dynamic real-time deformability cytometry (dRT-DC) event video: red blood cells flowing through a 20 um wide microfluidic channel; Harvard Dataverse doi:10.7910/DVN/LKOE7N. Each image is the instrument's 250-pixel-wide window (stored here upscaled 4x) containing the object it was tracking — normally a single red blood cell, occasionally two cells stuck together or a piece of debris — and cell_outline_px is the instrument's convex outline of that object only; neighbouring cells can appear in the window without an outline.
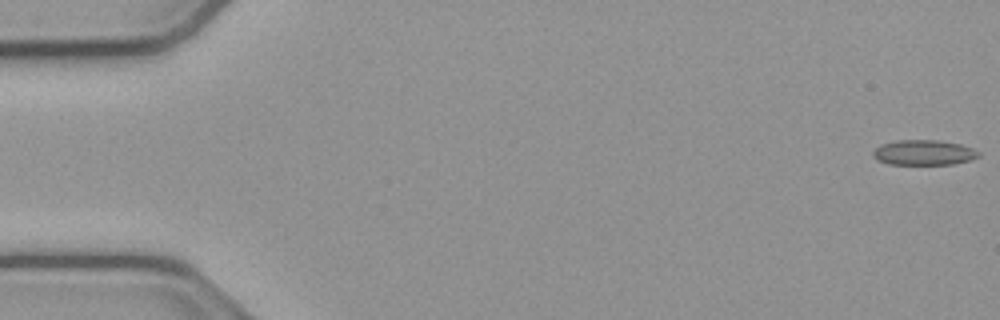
{"species": "common noctule bat (a hibernating species)", "species_latin": "Nyctalus noctula", "temperature_condition": "cold", "stored_images_in_passage": 48, "camera_frame_rate_fps": 3000, "um_per_image_px": 0.085, "animal": {"sex": "male", "body_mass_g": 23.1, "forearm_length_mm": 52.7}, "frame": {"image": 1, "passage_image": 1, "time_ms": 0.0, "image_size_px": [1000, 320], "cell_outline_px": [[980, 156], [968, 160], [952, 164], [888, 164], [876, 160], [872, 156], [872, 152], [880, 144], [896, 140], [936, 140], [960, 144], [972, 148], [980, 152]], "centroid_in_image_um": [78.47, 12.96], "position_along_channel_um": 6.5, "area_um2": 15.49}}
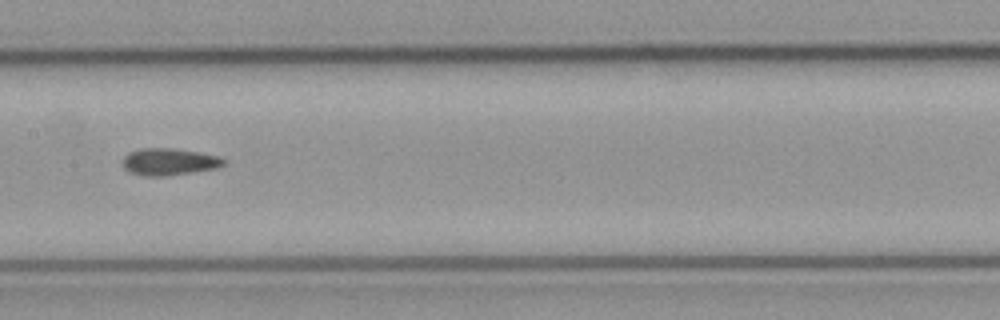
{"frame": {"image": 2, "passage_image": 27, "time_ms": 8.667, "image_size_px": [1000, 320], "cell_outline_px": [[224, 164], [216, 168], [164, 176], [144, 176], [128, 172], [124, 168], [124, 156], [128, 152], [140, 148], [172, 148], [196, 152], [216, 156], [224, 160]], "centroid_in_image_um": [14.3, 13.75], "position_along_channel_um": 193.1, "area_um2": 15.61}}
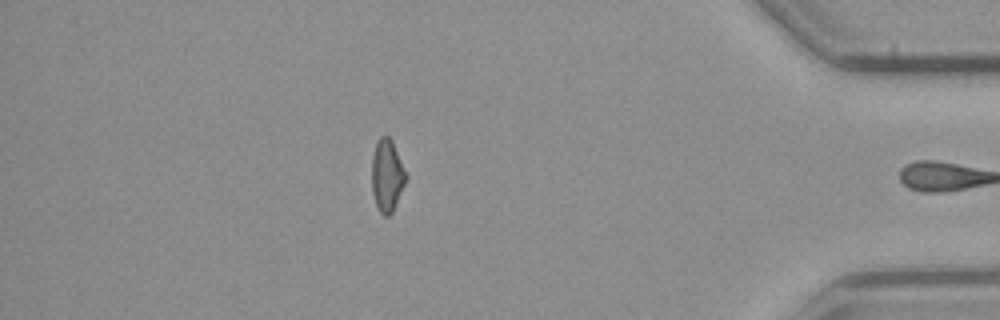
{"frame": {"image": 3, "passage_image": 47, "time_ms": 15.333, "image_size_px": [1000, 320], "cell_outline_px": [[408, 176], [392, 212], [388, 216], [384, 216], [380, 212], [376, 204], [372, 192], [372, 156], [376, 140], [380, 136], [388, 136], [392, 140]], "centroid_in_image_um": [32.89, 14.88], "position_along_channel_um": 402.3, "area_um2": 14.39}, "authors_computed_cell_mechanics": {"area_um2": 15.606, "velocity_mm_per_s": 3.8289, "shape_relaxation_time_tau1_ms": null, "shape_relaxation_time_tau2_ms": 3.2519, "deformation_change_tau1": null, "deformation_change_tau2": 0.0986}}